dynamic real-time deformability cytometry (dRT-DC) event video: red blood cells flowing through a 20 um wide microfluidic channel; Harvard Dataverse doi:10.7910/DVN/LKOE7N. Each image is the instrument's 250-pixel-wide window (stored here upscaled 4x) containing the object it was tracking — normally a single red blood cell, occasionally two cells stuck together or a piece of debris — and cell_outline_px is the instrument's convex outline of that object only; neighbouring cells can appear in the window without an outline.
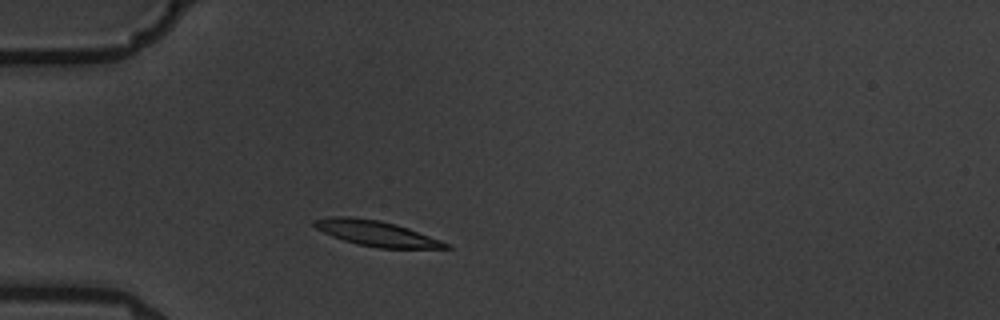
{"species": "common noctule bat (a hibernating species)", "species_latin": "Nyctalus noctula", "temperature_condition": "warm", "stored_images_in_passage": 1, "camera_frame_rate_fps": 3000, "um_per_image_px": 0.085, "animal": {"sex": "male", "body_mass_g": 19.5, "forearm_length_mm": 54.6}, "frame": {"image": 1, "passage_image": 1, "time_ms": 0.0, "image_size_px": [1000, 320], "cell_outline_px": [[452, 248], [376, 248], [344, 240], [332, 236], [316, 228], [312, 224], [312, 220], [332, 216], [348, 216], [380, 220], [396, 224], [408, 228], [452, 244]], "centroid_in_image_um": [32.0, 19.83], "position_along_channel_um": 53.0, "area_um2": 19.42}}